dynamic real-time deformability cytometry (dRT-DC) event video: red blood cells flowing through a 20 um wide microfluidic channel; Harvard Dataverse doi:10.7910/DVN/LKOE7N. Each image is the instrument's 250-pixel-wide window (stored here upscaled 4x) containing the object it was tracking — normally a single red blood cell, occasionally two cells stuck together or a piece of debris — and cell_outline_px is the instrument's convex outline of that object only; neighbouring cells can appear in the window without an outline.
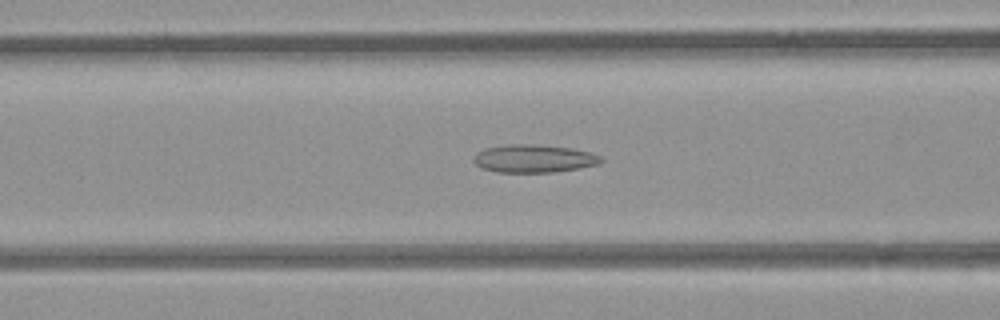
{"species": "common noctule bat (a hibernating species)", "species_latin": "Nyctalus noctula", "temperature_condition": "room temperature", "stored_images_in_passage": 52, "camera_frame_rate_fps": 3000, "um_per_image_px": 0.085, "animal": {"sex": "female", "body_mass_g": 21.9}, "frame": {"image": 1, "passage_image": 20, "time_ms": 6.333, "image_size_px": [1000, 320], "cell_outline_px": [[604, 160], [600, 164], [580, 168], [552, 172], [496, 172], [480, 168], [472, 160], [476, 152], [484, 148], [508, 144], [524, 144], [572, 148], [592, 152], [604, 156]], "centroid_in_image_um": [45.4, 13.48], "position_along_channel_um": 121.2, "area_um2": 20.98}}
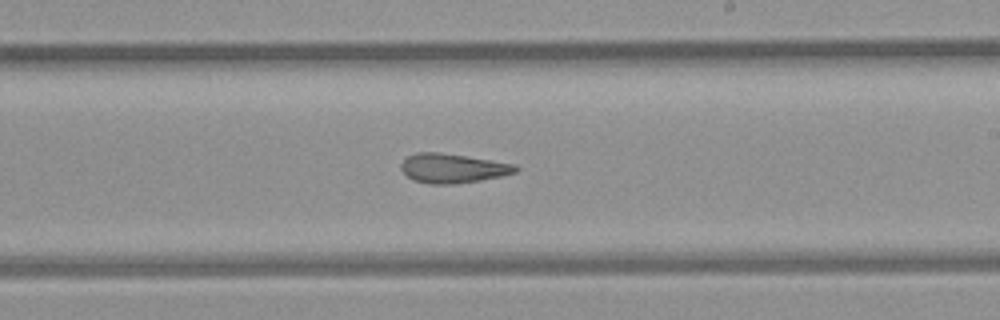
{"frame": {"image": 2, "passage_image": 30, "time_ms": 9.667, "image_size_px": [1000, 320], "cell_outline_px": [[520, 168], [516, 172], [504, 176], [480, 180], [452, 184], [428, 184], [412, 180], [400, 168], [400, 164], [408, 156], [416, 152], [436, 152], [492, 160], [516, 164]], "centroid_in_image_um": [38.5, 14.31], "position_along_channel_um": 250.5, "area_um2": 19.59}}
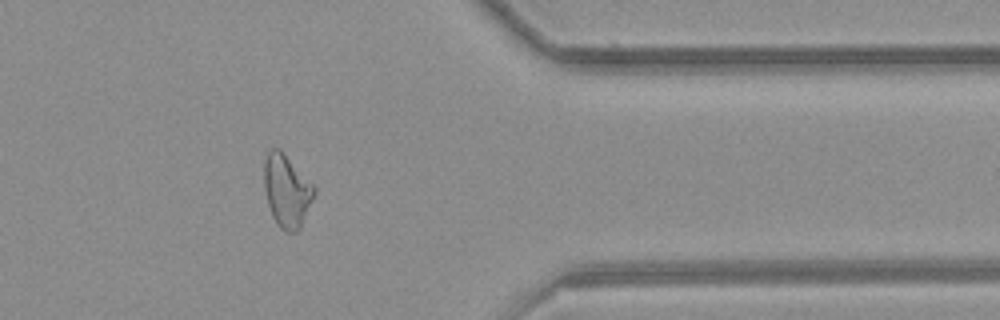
{"frame": {"image": 3, "passage_image": 42, "time_ms": 13.667, "image_size_px": [1000, 320], "cell_outline_px": [[316, 192], [300, 228], [296, 232], [284, 232], [276, 224], [272, 216], [268, 204], [264, 188], [264, 164], [268, 152], [272, 148], [280, 148], [284, 152], [316, 188]], "centroid_in_image_um": [24.37, 16.23], "position_along_channel_um": 387.0, "area_um2": 21.21}, "authors_computed_cell_mechanics": {"area_um2": 21.8773, "velocity_mm_per_s": 3.8821, "shape_relaxation_time_tau1_ms": null, "shape_relaxation_time_tau2_ms": 4.4263, "deformation_change_tau1": null, "deformation_change_tau2": 0.1297}}